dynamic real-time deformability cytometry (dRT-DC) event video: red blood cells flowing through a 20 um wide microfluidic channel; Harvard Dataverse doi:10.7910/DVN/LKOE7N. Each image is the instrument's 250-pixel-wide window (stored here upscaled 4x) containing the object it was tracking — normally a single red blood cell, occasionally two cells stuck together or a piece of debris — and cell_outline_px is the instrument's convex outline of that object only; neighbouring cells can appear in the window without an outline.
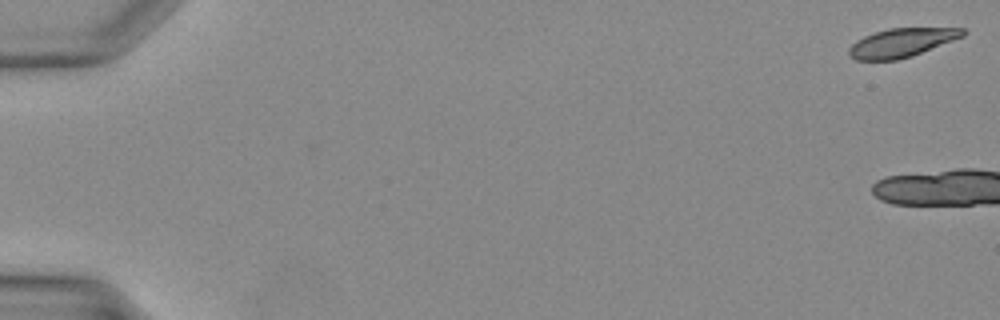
{"species": "Egyptian fruit bat (a non-hibernating species)", "species_latin": "Rousettus aegyptiacus", "temperature_condition": "warm", "stored_images_in_passage": 3, "camera_frame_rate_fps": 3000, "um_per_image_px": 0.085, "animal": {"sex": "female"}, "frame": {"image": 1, "passage_image": 1, "time_ms": 0.0, "image_size_px": [1000, 320], "cell_outline_px": [[968, 32], [964, 36], [912, 56], [896, 60], [856, 60], [848, 56], [848, 48], [856, 40], [864, 36], [888, 28], [964, 28]], "centroid_in_image_um": [76.62, 3.63], "position_along_channel_um": 8.4, "area_um2": 19.13}}